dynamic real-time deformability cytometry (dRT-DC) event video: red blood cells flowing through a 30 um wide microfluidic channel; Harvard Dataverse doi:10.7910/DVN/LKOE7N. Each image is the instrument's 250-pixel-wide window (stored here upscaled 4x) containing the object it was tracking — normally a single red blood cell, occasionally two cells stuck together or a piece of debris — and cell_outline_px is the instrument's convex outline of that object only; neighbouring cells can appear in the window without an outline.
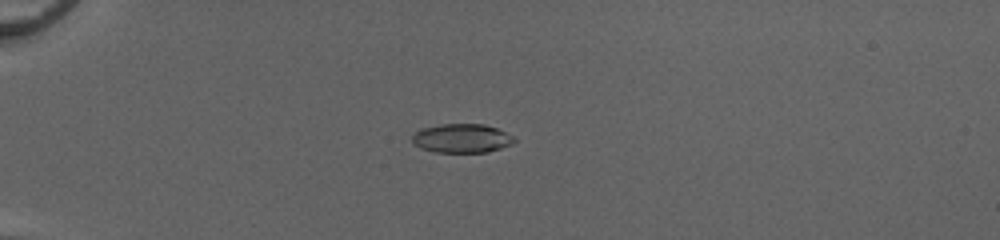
{"species": "common noctule bat (a hibernating species)", "species_latin": "Nyctalus noctula", "temperature_condition": "cold", "stored_images_in_passage": 53, "camera_frame_rate_fps": 3000, "um_per_image_px": 0.085, "animal": {"sex": "female", "body_mass_g": 20.0, "forearm_length_mm": 54.0}, "frame": {"image": 1, "passage_image": 17, "time_ms": 5.333, "image_size_px": [1000, 240], "cell_outline_px": [[516, 140], [512, 144], [488, 152], [436, 152], [420, 148], [412, 144], [412, 136], [420, 128], [440, 124], [484, 124], [496, 128], [512, 136]], "centroid_in_image_um": [39.21, 11.75], "position_along_channel_um": 45.8, "area_um2": 17.22}}
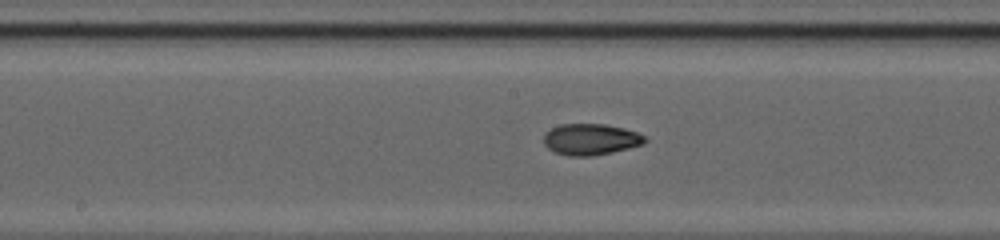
{"frame": {"image": 2, "passage_image": 31, "time_ms": 10.0, "image_size_px": [1000, 240], "cell_outline_px": [[648, 140], [644, 144], [612, 152], [592, 156], [568, 156], [552, 152], [544, 144], [544, 132], [560, 124], [604, 124], [624, 128], [636, 132], [644, 136]], "centroid_in_image_um": [50.18, 11.85], "position_along_channel_um": 198.0, "area_um2": 18.55}}
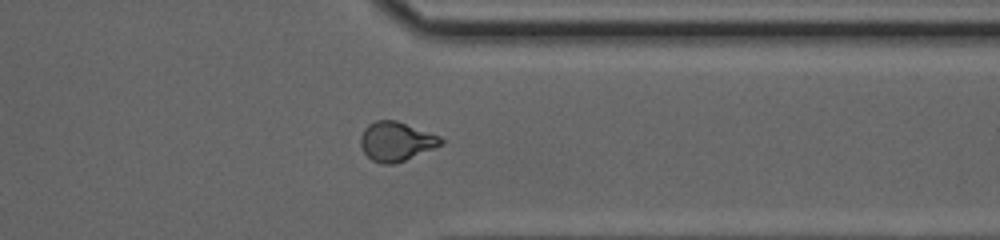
{"frame": {"image": 3, "passage_image": 44, "time_ms": 14.333, "image_size_px": [1000, 240], "cell_outline_px": [[444, 144], [404, 160], [392, 164], [380, 164], [372, 160], [364, 152], [360, 144], [360, 136], [364, 128], [368, 124], [376, 120], [396, 120], [440, 136], [444, 140]], "centroid_in_image_um": [33.66, 12.01], "position_along_channel_um": 377.7, "area_um2": 18.32}, "authors_computed_cell_mechanics": {"area_um2": 18.0914, "velocity_mm_per_s": 4.1656, "shape_relaxation_time_tau1_ms": 4.0876, "shape_relaxation_time_tau2_ms": 2.0922, "deformation_change_tau1": 0.1819, "deformation_change_tau2": 0.0766}}